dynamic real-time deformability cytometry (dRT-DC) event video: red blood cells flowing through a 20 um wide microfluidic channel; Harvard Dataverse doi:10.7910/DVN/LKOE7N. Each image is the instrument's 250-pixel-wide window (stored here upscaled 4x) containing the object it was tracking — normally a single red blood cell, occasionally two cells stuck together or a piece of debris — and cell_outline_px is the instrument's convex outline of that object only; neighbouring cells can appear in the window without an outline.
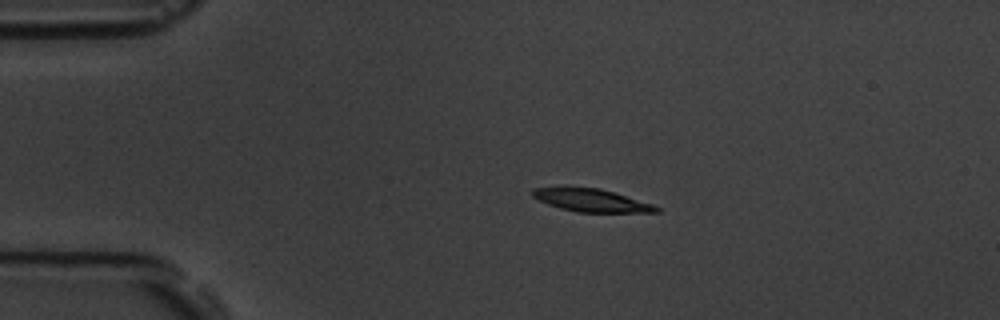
{"species": "common noctule bat (a hibernating species)", "species_latin": "Nyctalus noctula", "temperature_condition": "room temperature", "stored_images_in_passage": 3, "camera_frame_rate_fps": 3000, "um_per_image_px": 0.085, "animal": {"sex": "male", "body_mass_g": 19.5, "forearm_length_mm": 54.6}, "frame": {"image": 1, "passage_image": 1, "time_ms": 0.0, "image_size_px": [1000, 320], "cell_outline_px": [[660, 212], [576, 212], [560, 208], [548, 204], [532, 196], [532, 188], [560, 184], [564, 184], [600, 188], [652, 204], [660, 208]], "centroid_in_image_um": [50.15, 16.97], "position_along_channel_um": 34.9, "area_um2": 17.05}}
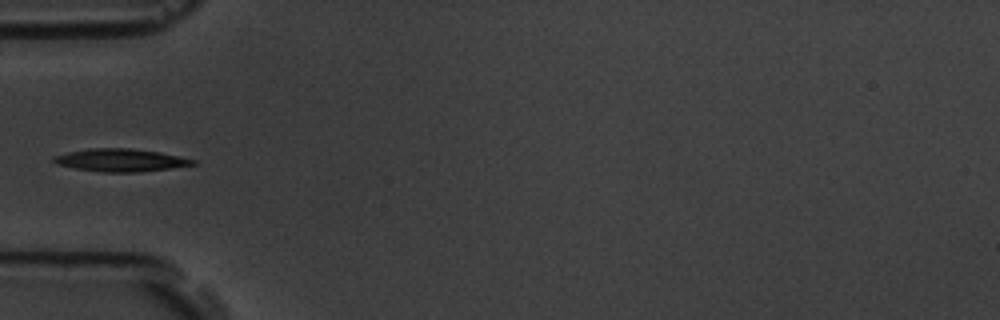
{"frame": {"image": 2, "passage_image": 3, "time_ms": 2.333, "image_size_px": [1000, 320], "cell_outline_px": [[196, 164], [172, 168], [136, 172], [104, 172], [76, 168], [56, 164], [52, 160], [52, 156], [68, 152], [88, 148], [132, 148], [160, 152], [180, 156], [196, 160]], "centroid_in_image_um": [10.25, 13.6], "position_along_channel_um": 74.7, "area_um2": 18.44}}